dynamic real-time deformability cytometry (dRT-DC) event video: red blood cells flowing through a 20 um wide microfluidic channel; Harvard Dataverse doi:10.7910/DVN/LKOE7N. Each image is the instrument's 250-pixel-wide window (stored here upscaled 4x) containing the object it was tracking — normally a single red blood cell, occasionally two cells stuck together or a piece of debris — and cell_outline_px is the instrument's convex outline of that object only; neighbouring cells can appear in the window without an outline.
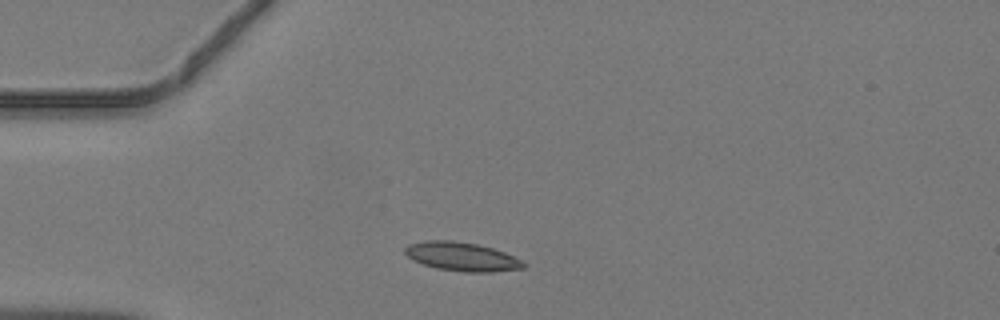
{"species": "common noctule bat (a hibernating species)", "species_latin": "Nyctalus noctula", "temperature_condition": "warm", "stored_images_in_passage": 40, "camera_frame_rate_fps": 3000, "um_per_image_px": 0.085, "animal": {"sex": "male", "body_mass_g": 19.2, "forearm_length_mm": 51.8}, "frame": {"image": 1, "passage_image": 6, "time_ms": 1.667, "image_size_px": [1000, 320], "cell_outline_px": [[524, 268], [492, 272], [464, 272], [436, 268], [412, 260], [404, 252], [404, 248], [408, 244], [424, 240], [452, 240], [476, 244], [492, 248], [504, 252], [520, 260], [524, 264]], "centroid_in_image_um": [39.2, 21.81], "position_along_channel_um": 45.8, "area_um2": 19.77}}
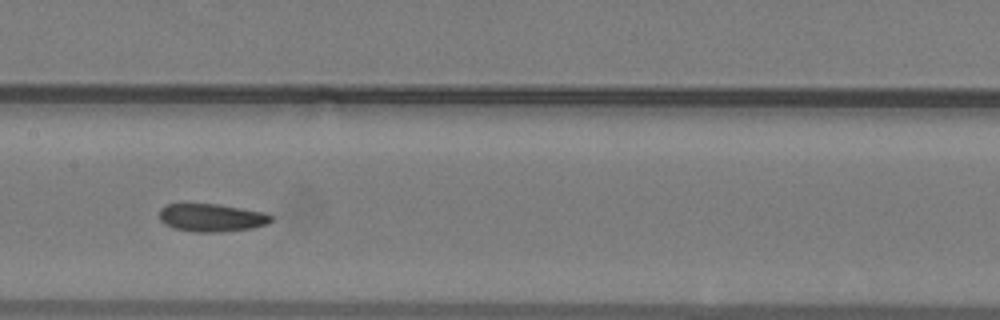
{"frame": {"image": 2, "passage_image": 17, "time_ms": 5.333, "image_size_px": [1000, 320], "cell_outline_px": [[272, 220], [268, 224], [252, 228], [220, 232], [196, 232], [176, 228], [160, 220], [160, 208], [164, 204], [220, 204], [264, 212], [272, 216]], "centroid_in_image_um": [18.02, 18.49], "position_along_channel_um": 189.4, "area_um2": 18.09}}
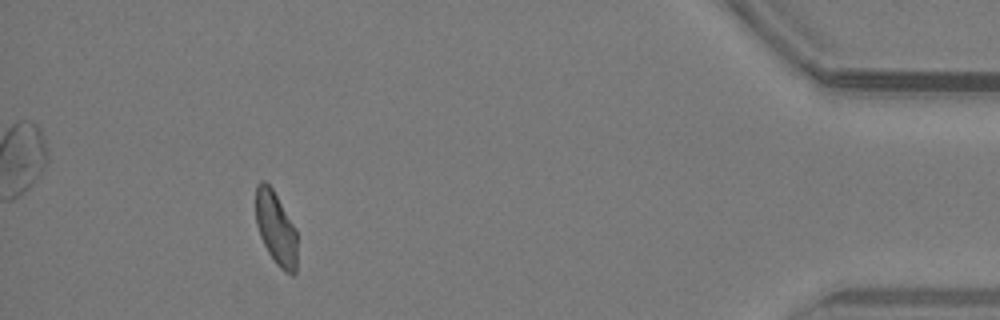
{"frame": {"image": 3, "passage_image": 36, "time_ms": 11.667, "image_size_px": [1000, 320], "cell_outline_px": [[296, 272], [292, 276], [284, 272], [276, 264], [268, 252], [260, 236], [256, 224], [256, 184], [260, 180], [264, 180], [272, 188], [296, 228]], "centroid_in_image_um": [23.45, 19.41], "position_along_channel_um": 411.8, "area_um2": 17.74}}